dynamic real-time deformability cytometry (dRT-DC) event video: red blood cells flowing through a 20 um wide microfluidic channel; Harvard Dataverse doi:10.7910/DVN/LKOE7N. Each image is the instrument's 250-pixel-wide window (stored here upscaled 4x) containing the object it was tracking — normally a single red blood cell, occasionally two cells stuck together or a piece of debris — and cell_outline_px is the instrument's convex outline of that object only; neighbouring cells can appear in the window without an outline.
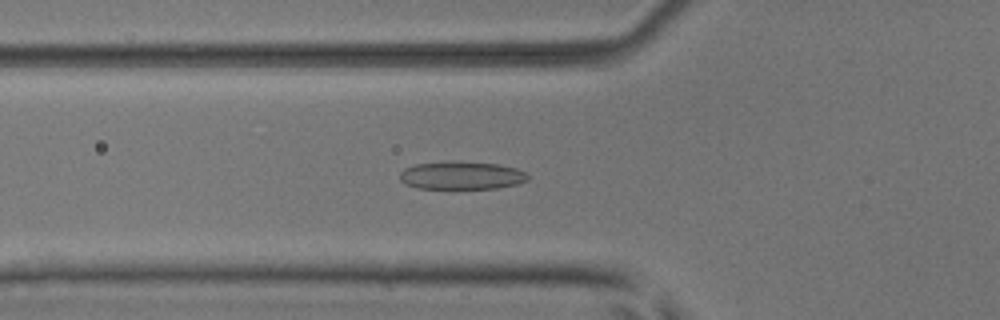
{"species": "common noctule bat (a hibernating species)", "species_latin": "Nyctalus noctula", "temperature_condition": "room temperature", "stored_images_in_passage": 52, "camera_frame_rate_fps": 3000, "um_per_image_px": 0.085, "animal": {"sex": "male", "body_mass_g": 17.9, "forearm_length_mm": 54.2}, "frame": {"image": 1, "passage_image": 19, "time_ms": 6.0, "image_size_px": [1000, 320], "cell_outline_px": [[528, 180], [516, 184], [496, 188], [416, 188], [404, 184], [400, 180], [400, 172], [404, 168], [416, 164], [496, 164], [516, 168], [524, 172], [528, 176]], "centroid_in_image_um": [39.21, 14.96], "position_along_channel_um": 86.6, "area_um2": 19.77}}
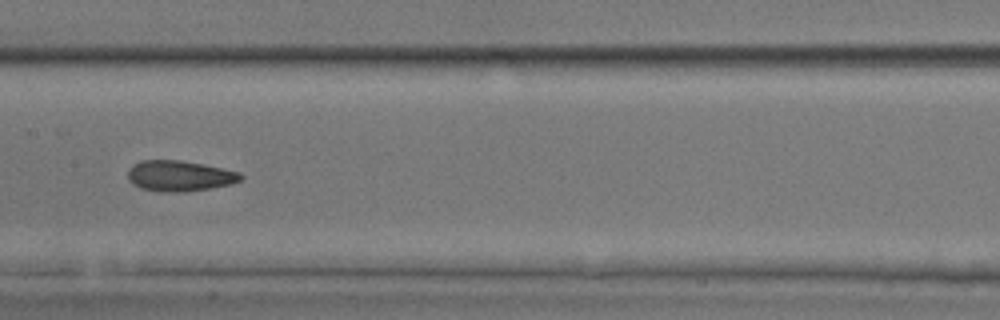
{"frame": {"image": 2, "passage_image": 27, "time_ms": 8.667, "image_size_px": [1000, 320], "cell_outline_px": [[244, 176], [240, 180], [232, 184], [184, 192], [164, 192], [140, 188], [128, 180], [128, 168], [132, 164], [140, 160], [180, 160], [204, 164], [240, 172]], "centroid_in_image_um": [15.24, 14.94], "position_along_channel_um": 192.2, "area_um2": 20.29}}
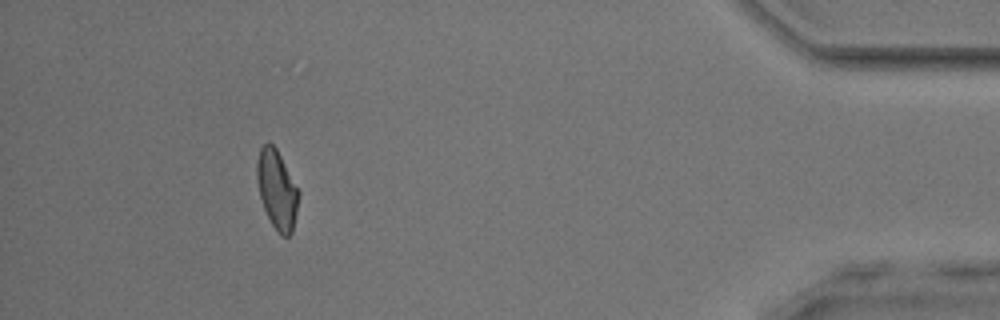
{"frame": {"image": 3, "passage_image": 48, "time_ms": 15.667, "image_size_px": [1000, 320], "cell_outline_px": [[300, 196], [292, 232], [288, 236], [280, 236], [272, 224], [264, 208], [260, 196], [256, 176], [256, 160], [260, 148], [268, 140], [276, 148], [300, 192]], "centroid_in_image_um": [23.54, 16.1], "position_along_channel_um": 411.7, "area_um2": 19.19}, "authors_computed_cell_mechanics": {"area_um2": 20.0855, "velocity_mm_per_s": 3.9506, "shape_relaxation_time_tau1_ms": 4.3273, "shape_relaxation_time_tau2_ms": 2.0779, "deformation_change_tau1": 0.1663, "deformation_change_tau2": 0.0977}}